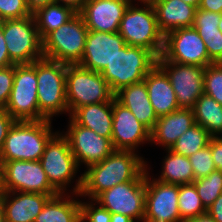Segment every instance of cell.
Instances as JSON below:
<instances>
[{
  "mask_svg": "<svg viewBox=\"0 0 222 222\" xmlns=\"http://www.w3.org/2000/svg\"><path fill=\"white\" fill-rule=\"evenodd\" d=\"M16 120L5 110L0 109V152L3 148L8 131Z\"/></svg>",
  "mask_w": 222,
  "mask_h": 222,
  "instance_id": "obj_40",
  "label": "cell"
},
{
  "mask_svg": "<svg viewBox=\"0 0 222 222\" xmlns=\"http://www.w3.org/2000/svg\"><path fill=\"white\" fill-rule=\"evenodd\" d=\"M37 85V61L15 64L13 87L5 110L16 121L45 120L39 113Z\"/></svg>",
  "mask_w": 222,
  "mask_h": 222,
  "instance_id": "obj_9",
  "label": "cell"
},
{
  "mask_svg": "<svg viewBox=\"0 0 222 222\" xmlns=\"http://www.w3.org/2000/svg\"><path fill=\"white\" fill-rule=\"evenodd\" d=\"M69 121L68 131L64 135L69 141L71 152L78 166L84 163L88 168L92 164L103 161L115 150L111 139L76 124L71 118Z\"/></svg>",
  "mask_w": 222,
  "mask_h": 222,
  "instance_id": "obj_16",
  "label": "cell"
},
{
  "mask_svg": "<svg viewBox=\"0 0 222 222\" xmlns=\"http://www.w3.org/2000/svg\"><path fill=\"white\" fill-rule=\"evenodd\" d=\"M218 29L222 32V15H221V20L219 21L218 24Z\"/></svg>",
  "mask_w": 222,
  "mask_h": 222,
  "instance_id": "obj_53",
  "label": "cell"
},
{
  "mask_svg": "<svg viewBox=\"0 0 222 222\" xmlns=\"http://www.w3.org/2000/svg\"><path fill=\"white\" fill-rule=\"evenodd\" d=\"M203 39L209 59L213 63H222V32L211 31L199 33Z\"/></svg>",
  "mask_w": 222,
  "mask_h": 222,
  "instance_id": "obj_37",
  "label": "cell"
},
{
  "mask_svg": "<svg viewBox=\"0 0 222 222\" xmlns=\"http://www.w3.org/2000/svg\"><path fill=\"white\" fill-rule=\"evenodd\" d=\"M39 161L51 186L58 193L66 194L67 186L71 184L79 169L67 137L55 132L47 142Z\"/></svg>",
  "mask_w": 222,
  "mask_h": 222,
  "instance_id": "obj_10",
  "label": "cell"
},
{
  "mask_svg": "<svg viewBox=\"0 0 222 222\" xmlns=\"http://www.w3.org/2000/svg\"><path fill=\"white\" fill-rule=\"evenodd\" d=\"M192 110L196 124L202 126L212 137L222 135V105L203 93Z\"/></svg>",
  "mask_w": 222,
  "mask_h": 222,
  "instance_id": "obj_27",
  "label": "cell"
},
{
  "mask_svg": "<svg viewBox=\"0 0 222 222\" xmlns=\"http://www.w3.org/2000/svg\"><path fill=\"white\" fill-rule=\"evenodd\" d=\"M199 197L207 209L222 193V172L215 170L208 176L193 181Z\"/></svg>",
  "mask_w": 222,
  "mask_h": 222,
  "instance_id": "obj_32",
  "label": "cell"
},
{
  "mask_svg": "<svg viewBox=\"0 0 222 222\" xmlns=\"http://www.w3.org/2000/svg\"><path fill=\"white\" fill-rule=\"evenodd\" d=\"M26 0H0V21L31 16Z\"/></svg>",
  "mask_w": 222,
  "mask_h": 222,
  "instance_id": "obj_35",
  "label": "cell"
},
{
  "mask_svg": "<svg viewBox=\"0 0 222 222\" xmlns=\"http://www.w3.org/2000/svg\"><path fill=\"white\" fill-rule=\"evenodd\" d=\"M211 138L212 136L202 126L195 124L178 137L170 150L189 157L209 145Z\"/></svg>",
  "mask_w": 222,
  "mask_h": 222,
  "instance_id": "obj_30",
  "label": "cell"
},
{
  "mask_svg": "<svg viewBox=\"0 0 222 222\" xmlns=\"http://www.w3.org/2000/svg\"><path fill=\"white\" fill-rule=\"evenodd\" d=\"M4 191L42 193L54 197L59 193L51 186L40 161H2Z\"/></svg>",
  "mask_w": 222,
  "mask_h": 222,
  "instance_id": "obj_12",
  "label": "cell"
},
{
  "mask_svg": "<svg viewBox=\"0 0 222 222\" xmlns=\"http://www.w3.org/2000/svg\"><path fill=\"white\" fill-rule=\"evenodd\" d=\"M146 171L143 222H183L178 209L179 185L150 179Z\"/></svg>",
  "mask_w": 222,
  "mask_h": 222,
  "instance_id": "obj_15",
  "label": "cell"
},
{
  "mask_svg": "<svg viewBox=\"0 0 222 222\" xmlns=\"http://www.w3.org/2000/svg\"><path fill=\"white\" fill-rule=\"evenodd\" d=\"M220 13L196 9L193 27L198 33L218 31V24L221 20Z\"/></svg>",
  "mask_w": 222,
  "mask_h": 222,
  "instance_id": "obj_36",
  "label": "cell"
},
{
  "mask_svg": "<svg viewBox=\"0 0 222 222\" xmlns=\"http://www.w3.org/2000/svg\"><path fill=\"white\" fill-rule=\"evenodd\" d=\"M115 99L128 108L150 132L153 130L158 117L149 100L144 80L121 88L115 93Z\"/></svg>",
  "mask_w": 222,
  "mask_h": 222,
  "instance_id": "obj_22",
  "label": "cell"
},
{
  "mask_svg": "<svg viewBox=\"0 0 222 222\" xmlns=\"http://www.w3.org/2000/svg\"><path fill=\"white\" fill-rule=\"evenodd\" d=\"M5 222H34L50 195L33 192H9L1 195Z\"/></svg>",
  "mask_w": 222,
  "mask_h": 222,
  "instance_id": "obj_20",
  "label": "cell"
},
{
  "mask_svg": "<svg viewBox=\"0 0 222 222\" xmlns=\"http://www.w3.org/2000/svg\"><path fill=\"white\" fill-rule=\"evenodd\" d=\"M110 222H134V221L128 216H125L119 213H111Z\"/></svg>",
  "mask_w": 222,
  "mask_h": 222,
  "instance_id": "obj_48",
  "label": "cell"
},
{
  "mask_svg": "<svg viewBox=\"0 0 222 222\" xmlns=\"http://www.w3.org/2000/svg\"><path fill=\"white\" fill-rule=\"evenodd\" d=\"M157 65L166 73L179 108H193L197 99L204 93V73L206 66L180 64L167 61L162 55Z\"/></svg>",
  "mask_w": 222,
  "mask_h": 222,
  "instance_id": "obj_11",
  "label": "cell"
},
{
  "mask_svg": "<svg viewBox=\"0 0 222 222\" xmlns=\"http://www.w3.org/2000/svg\"><path fill=\"white\" fill-rule=\"evenodd\" d=\"M92 203V204H91ZM111 213L99 206L95 207L93 202L81 201V222H110Z\"/></svg>",
  "mask_w": 222,
  "mask_h": 222,
  "instance_id": "obj_38",
  "label": "cell"
},
{
  "mask_svg": "<svg viewBox=\"0 0 222 222\" xmlns=\"http://www.w3.org/2000/svg\"><path fill=\"white\" fill-rule=\"evenodd\" d=\"M158 27L166 35L178 28L192 27L196 7L182 0H158L153 4Z\"/></svg>",
  "mask_w": 222,
  "mask_h": 222,
  "instance_id": "obj_24",
  "label": "cell"
},
{
  "mask_svg": "<svg viewBox=\"0 0 222 222\" xmlns=\"http://www.w3.org/2000/svg\"><path fill=\"white\" fill-rule=\"evenodd\" d=\"M66 194L51 197L34 222H81V201Z\"/></svg>",
  "mask_w": 222,
  "mask_h": 222,
  "instance_id": "obj_26",
  "label": "cell"
},
{
  "mask_svg": "<svg viewBox=\"0 0 222 222\" xmlns=\"http://www.w3.org/2000/svg\"><path fill=\"white\" fill-rule=\"evenodd\" d=\"M148 164L133 151L114 150L103 161L90 165L78 177L73 195L88 196L93 201L100 193L117 184L146 180Z\"/></svg>",
  "mask_w": 222,
  "mask_h": 222,
  "instance_id": "obj_1",
  "label": "cell"
},
{
  "mask_svg": "<svg viewBox=\"0 0 222 222\" xmlns=\"http://www.w3.org/2000/svg\"><path fill=\"white\" fill-rule=\"evenodd\" d=\"M93 201L110 213H119L128 216L134 222L135 220L143 222L145 180H133L117 184L100 193Z\"/></svg>",
  "mask_w": 222,
  "mask_h": 222,
  "instance_id": "obj_14",
  "label": "cell"
},
{
  "mask_svg": "<svg viewBox=\"0 0 222 222\" xmlns=\"http://www.w3.org/2000/svg\"><path fill=\"white\" fill-rule=\"evenodd\" d=\"M183 2H185L186 4L195 6L197 9L200 6L201 0H182Z\"/></svg>",
  "mask_w": 222,
  "mask_h": 222,
  "instance_id": "obj_50",
  "label": "cell"
},
{
  "mask_svg": "<svg viewBox=\"0 0 222 222\" xmlns=\"http://www.w3.org/2000/svg\"><path fill=\"white\" fill-rule=\"evenodd\" d=\"M199 9L222 14V0H201Z\"/></svg>",
  "mask_w": 222,
  "mask_h": 222,
  "instance_id": "obj_44",
  "label": "cell"
},
{
  "mask_svg": "<svg viewBox=\"0 0 222 222\" xmlns=\"http://www.w3.org/2000/svg\"><path fill=\"white\" fill-rule=\"evenodd\" d=\"M76 14L77 12L71 7L52 3L36 10L32 16L40 38L43 39L48 33L67 23Z\"/></svg>",
  "mask_w": 222,
  "mask_h": 222,
  "instance_id": "obj_29",
  "label": "cell"
},
{
  "mask_svg": "<svg viewBox=\"0 0 222 222\" xmlns=\"http://www.w3.org/2000/svg\"><path fill=\"white\" fill-rule=\"evenodd\" d=\"M162 56L167 61L180 64L196 66L213 64L203 39L193 26L168 32L164 37Z\"/></svg>",
  "mask_w": 222,
  "mask_h": 222,
  "instance_id": "obj_13",
  "label": "cell"
},
{
  "mask_svg": "<svg viewBox=\"0 0 222 222\" xmlns=\"http://www.w3.org/2000/svg\"><path fill=\"white\" fill-rule=\"evenodd\" d=\"M15 75V64L0 68V109H5L10 98Z\"/></svg>",
  "mask_w": 222,
  "mask_h": 222,
  "instance_id": "obj_39",
  "label": "cell"
},
{
  "mask_svg": "<svg viewBox=\"0 0 222 222\" xmlns=\"http://www.w3.org/2000/svg\"><path fill=\"white\" fill-rule=\"evenodd\" d=\"M87 0H55V3L71 7L75 12L79 13Z\"/></svg>",
  "mask_w": 222,
  "mask_h": 222,
  "instance_id": "obj_46",
  "label": "cell"
},
{
  "mask_svg": "<svg viewBox=\"0 0 222 222\" xmlns=\"http://www.w3.org/2000/svg\"><path fill=\"white\" fill-rule=\"evenodd\" d=\"M195 124L193 110L191 108H179L158 118L150 132V143L161 144L163 148L170 149L178 137Z\"/></svg>",
  "mask_w": 222,
  "mask_h": 222,
  "instance_id": "obj_21",
  "label": "cell"
},
{
  "mask_svg": "<svg viewBox=\"0 0 222 222\" xmlns=\"http://www.w3.org/2000/svg\"><path fill=\"white\" fill-rule=\"evenodd\" d=\"M129 5V0H87L79 14L88 30L115 33Z\"/></svg>",
  "mask_w": 222,
  "mask_h": 222,
  "instance_id": "obj_19",
  "label": "cell"
},
{
  "mask_svg": "<svg viewBox=\"0 0 222 222\" xmlns=\"http://www.w3.org/2000/svg\"><path fill=\"white\" fill-rule=\"evenodd\" d=\"M10 60L14 64H30L44 58L33 16L1 21Z\"/></svg>",
  "mask_w": 222,
  "mask_h": 222,
  "instance_id": "obj_8",
  "label": "cell"
},
{
  "mask_svg": "<svg viewBox=\"0 0 222 222\" xmlns=\"http://www.w3.org/2000/svg\"><path fill=\"white\" fill-rule=\"evenodd\" d=\"M130 1V3H132L133 2V0L131 1V0H129ZM139 2H141L143 5L144 4H154L155 2H157L158 0H138Z\"/></svg>",
  "mask_w": 222,
  "mask_h": 222,
  "instance_id": "obj_52",
  "label": "cell"
},
{
  "mask_svg": "<svg viewBox=\"0 0 222 222\" xmlns=\"http://www.w3.org/2000/svg\"><path fill=\"white\" fill-rule=\"evenodd\" d=\"M156 65L157 57L150 50L126 44L101 74L116 93L125 86L143 81Z\"/></svg>",
  "mask_w": 222,
  "mask_h": 222,
  "instance_id": "obj_4",
  "label": "cell"
},
{
  "mask_svg": "<svg viewBox=\"0 0 222 222\" xmlns=\"http://www.w3.org/2000/svg\"><path fill=\"white\" fill-rule=\"evenodd\" d=\"M127 7L118 33L129 46L150 50L157 58L162 55L165 35L160 31L152 4Z\"/></svg>",
  "mask_w": 222,
  "mask_h": 222,
  "instance_id": "obj_3",
  "label": "cell"
},
{
  "mask_svg": "<svg viewBox=\"0 0 222 222\" xmlns=\"http://www.w3.org/2000/svg\"><path fill=\"white\" fill-rule=\"evenodd\" d=\"M67 65L46 58L37 60V97L39 113L51 120L59 113H69L66 98Z\"/></svg>",
  "mask_w": 222,
  "mask_h": 222,
  "instance_id": "obj_5",
  "label": "cell"
},
{
  "mask_svg": "<svg viewBox=\"0 0 222 222\" xmlns=\"http://www.w3.org/2000/svg\"><path fill=\"white\" fill-rule=\"evenodd\" d=\"M88 31L84 19L77 13L67 23L51 31L42 39L44 58L66 65L79 64Z\"/></svg>",
  "mask_w": 222,
  "mask_h": 222,
  "instance_id": "obj_6",
  "label": "cell"
},
{
  "mask_svg": "<svg viewBox=\"0 0 222 222\" xmlns=\"http://www.w3.org/2000/svg\"><path fill=\"white\" fill-rule=\"evenodd\" d=\"M51 121H16L8 131L0 160L39 161L47 142L55 134Z\"/></svg>",
  "mask_w": 222,
  "mask_h": 222,
  "instance_id": "obj_2",
  "label": "cell"
},
{
  "mask_svg": "<svg viewBox=\"0 0 222 222\" xmlns=\"http://www.w3.org/2000/svg\"><path fill=\"white\" fill-rule=\"evenodd\" d=\"M0 222H5V212L2 204V198L0 196Z\"/></svg>",
  "mask_w": 222,
  "mask_h": 222,
  "instance_id": "obj_51",
  "label": "cell"
},
{
  "mask_svg": "<svg viewBox=\"0 0 222 222\" xmlns=\"http://www.w3.org/2000/svg\"><path fill=\"white\" fill-rule=\"evenodd\" d=\"M69 117L76 124L89 128L102 137L111 139L113 121L112 101L76 108Z\"/></svg>",
  "mask_w": 222,
  "mask_h": 222,
  "instance_id": "obj_25",
  "label": "cell"
},
{
  "mask_svg": "<svg viewBox=\"0 0 222 222\" xmlns=\"http://www.w3.org/2000/svg\"><path fill=\"white\" fill-rule=\"evenodd\" d=\"M4 192V184H3V164L0 160V196Z\"/></svg>",
  "mask_w": 222,
  "mask_h": 222,
  "instance_id": "obj_49",
  "label": "cell"
},
{
  "mask_svg": "<svg viewBox=\"0 0 222 222\" xmlns=\"http://www.w3.org/2000/svg\"><path fill=\"white\" fill-rule=\"evenodd\" d=\"M166 151L168 154L163 159L161 175L156 180L175 185L192 184L194 173L189 158L170 149H166Z\"/></svg>",
  "mask_w": 222,
  "mask_h": 222,
  "instance_id": "obj_28",
  "label": "cell"
},
{
  "mask_svg": "<svg viewBox=\"0 0 222 222\" xmlns=\"http://www.w3.org/2000/svg\"><path fill=\"white\" fill-rule=\"evenodd\" d=\"M188 158L193 169L194 180L206 177L216 170L211 154V139L209 145L200 149Z\"/></svg>",
  "mask_w": 222,
  "mask_h": 222,
  "instance_id": "obj_34",
  "label": "cell"
},
{
  "mask_svg": "<svg viewBox=\"0 0 222 222\" xmlns=\"http://www.w3.org/2000/svg\"><path fill=\"white\" fill-rule=\"evenodd\" d=\"M144 81L149 100L158 118L179 109L170 80L158 65L145 76Z\"/></svg>",
  "mask_w": 222,
  "mask_h": 222,
  "instance_id": "obj_23",
  "label": "cell"
},
{
  "mask_svg": "<svg viewBox=\"0 0 222 222\" xmlns=\"http://www.w3.org/2000/svg\"><path fill=\"white\" fill-rule=\"evenodd\" d=\"M112 111L111 141L115 150L135 152L141 143L150 142V131L115 98L112 100Z\"/></svg>",
  "mask_w": 222,
  "mask_h": 222,
  "instance_id": "obj_17",
  "label": "cell"
},
{
  "mask_svg": "<svg viewBox=\"0 0 222 222\" xmlns=\"http://www.w3.org/2000/svg\"><path fill=\"white\" fill-rule=\"evenodd\" d=\"M66 98L70 115L85 105L111 102L115 93L101 73L76 64L67 65Z\"/></svg>",
  "mask_w": 222,
  "mask_h": 222,
  "instance_id": "obj_7",
  "label": "cell"
},
{
  "mask_svg": "<svg viewBox=\"0 0 222 222\" xmlns=\"http://www.w3.org/2000/svg\"><path fill=\"white\" fill-rule=\"evenodd\" d=\"M125 45L124 39L118 32L107 33L89 30L82 59L78 65L101 73Z\"/></svg>",
  "mask_w": 222,
  "mask_h": 222,
  "instance_id": "obj_18",
  "label": "cell"
},
{
  "mask_svg": "<svg viewBox=\"0 0 222 222\" xmlns=\"http://www.w3.org/2000/svg\"><path fill=\"white\" fill-rule=\"evenodd\" d=\"M216 222H222V193L206 211Z\"/></svg>",
  "mask_w": 222,
  "mask_h": 222,
  "instance_id": "obj_43",
  "label": "cell"
},
{
  "mask_svg": "<svg viewBox=\"0 0 222 222\" xmlns=\"http://www.w3.org/2000/svg\"><path fill=\"white\" fill-rule=\"evenodd\" d=\"M52 3H55V0H26L27 8L31 14H33L36 10Z\"/></svg>",
  "mask_w": 222,
  "mask_h": 222,
  "instance_id": "obj_45",
  "label": "cell"
},
{
  "mask_svg": "<svg viewBox=\"0 0 222 222\" xmlns=\"http://www.w3.org/2000/svg\"><path fill=\"white\" fill-rule=\"evenodd\" d=\"M178 209L182 221L206 213L207 209L204 207L193 183L179 185Z\"/></svg>",
  "mask_w": 222,
  "mask_h": 222,
  "instance_id": "obj_31",
  "label": "cell"
},
{
  "mask_svg": "<svg viewBox=\"0 0 222 222\" xmlns=\"http://www.w3.org/2000/svg\"><path fill=\"white\" fill-rule=\"evenodd\" d=\"M183 222H216L207 212L194 218L187 219Z\"/></svg>",
  "mask_w": 222,
  "mask_h": 222,
  "instance_id": "obj_47",
  "label": "cell"
},
{
  "mask_svg": "<svg viewBox=\"0 0 222 222\" xmlns=\"http://www.w3.org/2000/svg\"><path fill=\"white\" fill-rule=\"evenodd\" d=\"M12 65H14V63L10 60L0 21V68Z\"/></svg>",
  "mask_w": 222,
  "mask_h": 222,
  "instance_id": "obj_42",
  "label": "cell"
},
{
  "mask_svg": "<svg viewBox=\"0 0 222 222\" xmlns=\"http://www.w3.org/2000/svg\"><path fill=\"white\" fill-rule=\"evenodd\" d=\"M211 154L216 170L222 172V136L211 138Z\"/></svg>",
  "mask_w": 222,
  "mask_h": 222,
  "instance_id": "obj_41",
  "label": "cell"
},
{
  "mask_svg": "<svg viewBox=\"0 0 222 222\" xmlns=\"http://www.w3.org/2000/svg\"><path fill=\"white\" fill-rule=\"evenodd\" d=\"M204 93L222 105V63H213L206 66Z\"/></svg>",
  "mask_w": 222,
  "mask_h": 222,
  "instance_id": "obj_33",
  "label": "cell"
}]
</instances>
